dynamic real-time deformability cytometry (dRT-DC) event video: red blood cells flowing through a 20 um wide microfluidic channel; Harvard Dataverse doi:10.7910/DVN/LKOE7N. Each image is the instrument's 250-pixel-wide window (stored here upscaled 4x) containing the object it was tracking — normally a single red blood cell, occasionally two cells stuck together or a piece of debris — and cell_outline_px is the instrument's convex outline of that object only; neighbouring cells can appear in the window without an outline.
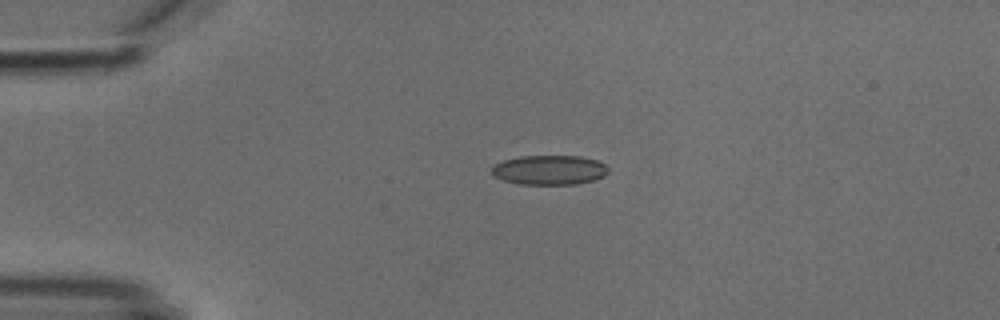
{"species": "common noctule bat (a hibernating species)", "species_latin": "Nyctalus noctula", "temperature_condition": "cold", "stored_images_in_passage": 2, "camera_frame_rate_fps": 3000, "um_per_image_px": 0.085, "animal": {"sex": "male", "body_mass_g": 18.8}, "frame": {"image": 1, "passage_image": 2, "time_ms": 1.333, "image_size_px": [1000, 320], "cell_outline_px": [[608, 172], [604, 176], [596, 180], [576, 184], [520, 184], [504, 180], [492, 176], [492, 164], [504, 160], [520, 156], [580, 156], [596, 160], [604, 164], [608, 168]], "centroid_in_image_um": [46.69, 14.45], "position_along_channel_um": 38.3, "area_um2": 20.17}}